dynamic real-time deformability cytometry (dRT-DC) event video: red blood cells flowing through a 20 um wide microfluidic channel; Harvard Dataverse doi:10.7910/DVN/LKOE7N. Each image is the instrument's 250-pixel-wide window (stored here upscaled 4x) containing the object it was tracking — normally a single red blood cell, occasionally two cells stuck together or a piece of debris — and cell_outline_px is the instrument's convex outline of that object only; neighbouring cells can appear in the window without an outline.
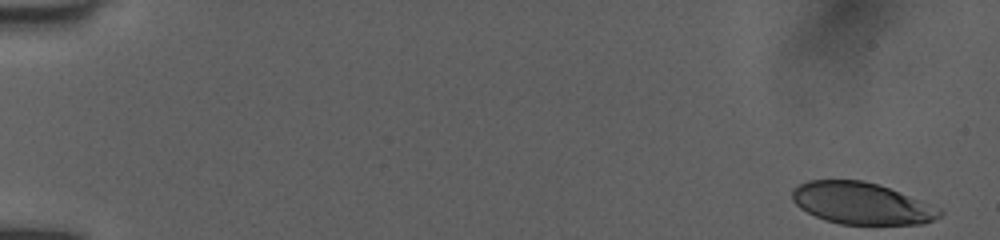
{"species": "human", "species_latin": "Homo sapiens", "temperature_condition": "room temperature", "stored_images_in_passage": 51, "camera_frame_rate_fps": 3000, "um_per_image_px": 0.085, "donor": {"sex": "female"}, "frame": {"image": 1, "passage_image": 1, "time_ms": 0.0, "image_size_px": [1000, 240], "cell_outline_px": [[944, 212], [936, 220], [924, 224], [840, 224], [824, 220], [800, 208], [792, 200], [792, 192], [800, 184], [808, 180], [864, 180], [900, 192], [940, 208]], "centroid_in_image_um": [73.25, 17.29], "position_along_channel_um": 11.7, "area_um2": 35.78}}
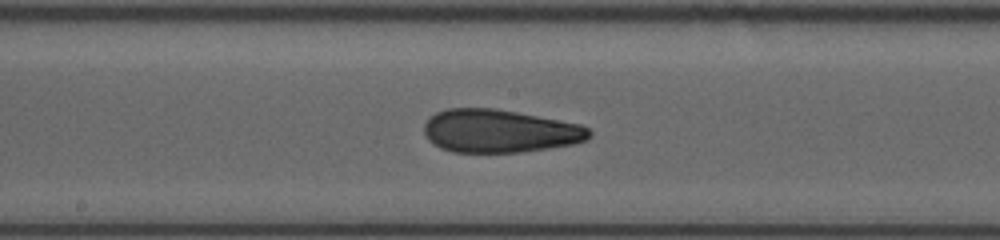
{"frame": {"image": 2, "passage_image": 28, "time_ms": 9.0, "image_size_px": [1000, 240], "cell_outline_px": [[592, 136], [588, 140], [572, 144], [548, 148], [520, 152], [452, 152], [440, 148], [432, 144], [424, 136], [424, 124], [436, 112], [448, 108], [496, 108], [580, 124], [588, 128], [592, 132]], "centroid_in_image_um": [42.45, 11.14], "position_along_channel_um": 205.8, "area_um2": 41.62}}
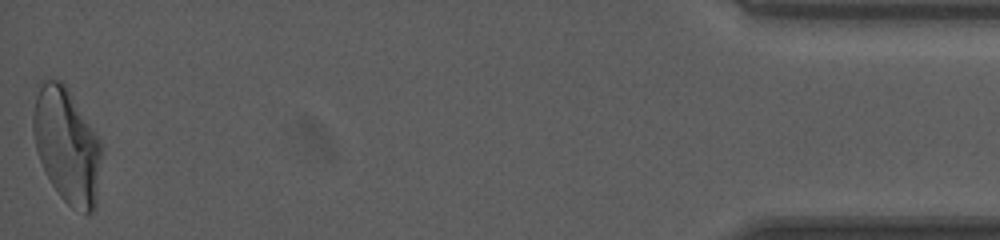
{"frame": {"image": 3, "passage_image": 51, "time_ms": 16.667, "image_size_px": [1000, 240], "cell_outline_px": [[100, 156], [96, 208], [92, 212], [84, 212], [72, 208], [60, 196], [52, 184], [40, 160], [36, 148], [32, 132], [32, 116], [36, 96], [44, 80], [60, 80], [68, 88], [96, 132], [100, 140]], "centroid_in_image_um": [5.68, 12.37], "position_along_channel_um": 429.5, "area_um2": 45.26}, "authors_computed_cell_mechanics": {"area_um2": 41.327, "velocity_mm_per_s": 4.0104, "shape_relaxation_time_tau1_ms": null, "shape_relaxation_time_tau2_ms": 1.739, "deformation_change_tau1": null, "deformation_change_tau2": 0.0937}}